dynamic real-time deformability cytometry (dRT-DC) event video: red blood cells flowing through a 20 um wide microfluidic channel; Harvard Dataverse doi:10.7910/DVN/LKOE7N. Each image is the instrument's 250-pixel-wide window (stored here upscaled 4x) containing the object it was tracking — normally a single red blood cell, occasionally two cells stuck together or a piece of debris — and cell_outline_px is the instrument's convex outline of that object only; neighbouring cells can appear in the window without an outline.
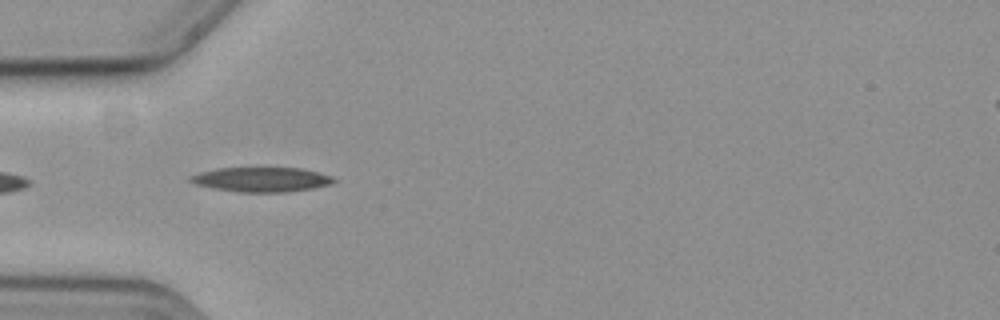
{"species": "common noctule bat (a hibernating species)", "species_latin": "Nyctalus noctula", "temperature_condition": "cold", "stored_images_in_passage": 8, "camera_frame_rate_fps": 3000, "um_per_image_px": 0.085, "animal": {"sex": "female", "body_mass_g": 19.3, "forearm_length_mm": 54.1}, "frame": {"image": 1, "passage_image": 2, "time_ms": 0.333, "image_size_px": [1000, 320], "cell_outline_px": [[336, 180], [332, 184], [312, 188], [284, 192], [240, 192], [216, 188], [196, 184], [188, 180], [188, 176], [200, 172], [216, 168], [300, 168], [332, 176]], "centroid_in_image_um": [22.21, 15.25], "position_along_channel_um": 62.8, "area_um2": 20.35}}